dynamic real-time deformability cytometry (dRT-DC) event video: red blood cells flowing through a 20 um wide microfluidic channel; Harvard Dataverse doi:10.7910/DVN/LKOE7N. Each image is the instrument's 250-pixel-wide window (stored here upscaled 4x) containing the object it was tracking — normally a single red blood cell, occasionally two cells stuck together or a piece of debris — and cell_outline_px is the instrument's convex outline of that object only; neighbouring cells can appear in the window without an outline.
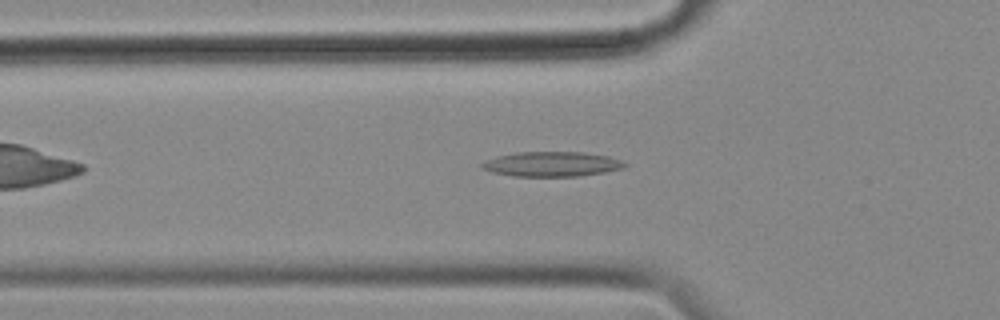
{"species": "common noctule bat (a hibernating species)", "species_latin": "Nyctalus noctula", "temperature_condition": "cold", "stored_images_in_passage": 38, "camera_frame_rate_fps": 3000, "um_per_image_px": 0.085, "animal": {"sex": "female", "body_mass_g": 18.4}, "frame": {"image": 1, "passage_image": 5, "time_ms": 1.333, "image_size_px": [1000, 320], "cell_outline_px": [[628, 164], [624, 168], [604, 172], [576, 176], [512, 176], [492, 172], [480, 168], [480, 164], [496, 156], [516, 152], [584, 152], [608, 156], [620, 160]], "centroid_in_image_um": [46.89, 13.94], "position_along_channel_um": 78.9, "area_um2": 20.63}}
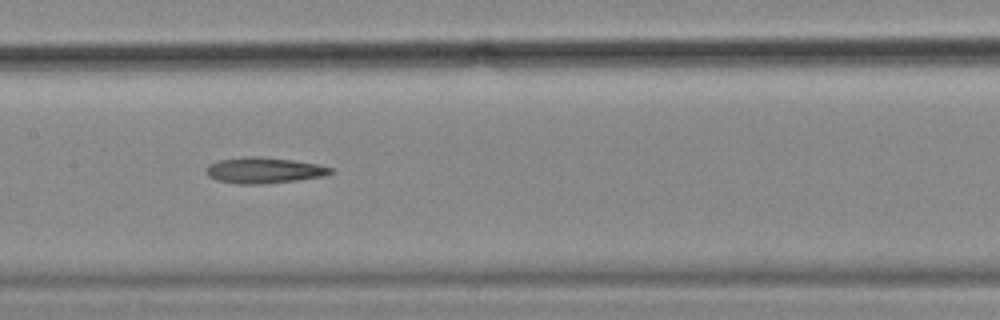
{"frame": {"image": 2, "passage_image": 14, "time_ms": 4.333, "image_size_px": [1000, 320], "cell_outline_px": [[332, 172], [324, 176], [296, 180], [264, 184], [236, 184], [216, 180], [208, 176], [208, 164], [220, 160], [240, 156], [260, 156], [292, 160], [316, 164], [332, 168]], "centroid_in_image_um": [22.4, 14.47], "position_along_channel_um": 185.0, "area_um2": 18.73}}
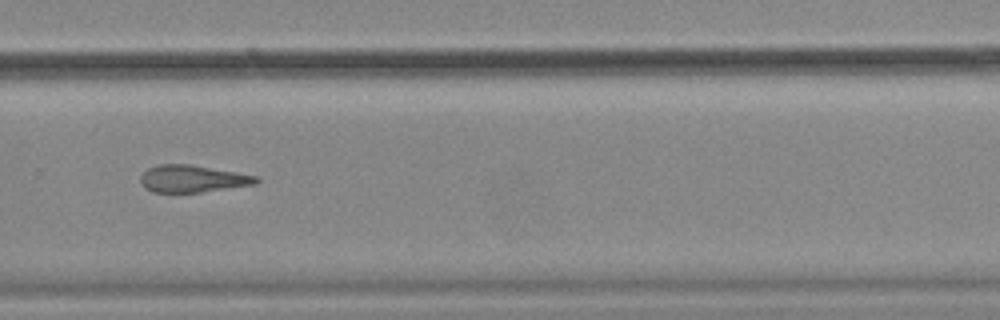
{"frame": {"image": 3, "passage_image": 25, "time_ms": 8.0, "image_size_px": [1000, 320], "cell_outline_px": [[260, 180], [256, 184], [200, 192], [152, 192], [144, 188], [140, 180], [140, 176], [148, 168], [160, 164], [192, 164], [260, 176]], "centroid_in_image_um": [16.39, 15.18], "position_along_channel_um": 313.4, "area_um2": 18.44}}